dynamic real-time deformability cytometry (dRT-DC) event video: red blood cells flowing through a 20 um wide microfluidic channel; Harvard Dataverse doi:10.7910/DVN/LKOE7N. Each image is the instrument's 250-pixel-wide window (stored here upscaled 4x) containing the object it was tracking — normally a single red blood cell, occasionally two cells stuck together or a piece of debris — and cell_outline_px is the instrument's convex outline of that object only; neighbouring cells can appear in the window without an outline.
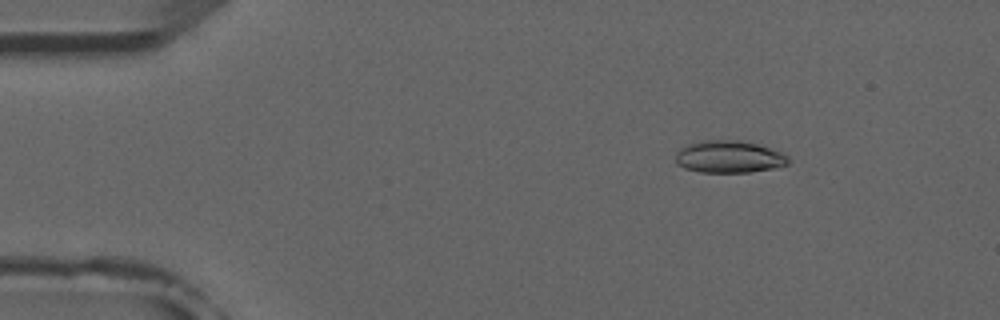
{"species": "common noctule bat (a hibernating species)", "species_latin": "Nyctalus noctula", "temperature_condition": "room temperature", "stored_images_in_passage": 7, "camera_frame_rate_fps": 3000, "um_per_image_px": 0.085, "animal": {"sex": "male", "forearm_length_mm": 52.5}, "frame": {"image": 1, "passage_image": 3, "time_ms": 2.333, "image_size_px": [1000, 320], "cell_outline_px": [[788, 164], [772, 168], [752, 172], [700, 172], [684, 168], [676, 164], [676, 152], [680, 148], [688, 144], [704, 140], [740, 140], [756, 144], [780, 152], [788, 156]], "centroid_in_image_um": [61.92, 13.33], "position_along_channel_um": 23.1, "area_um2": 21.04}}
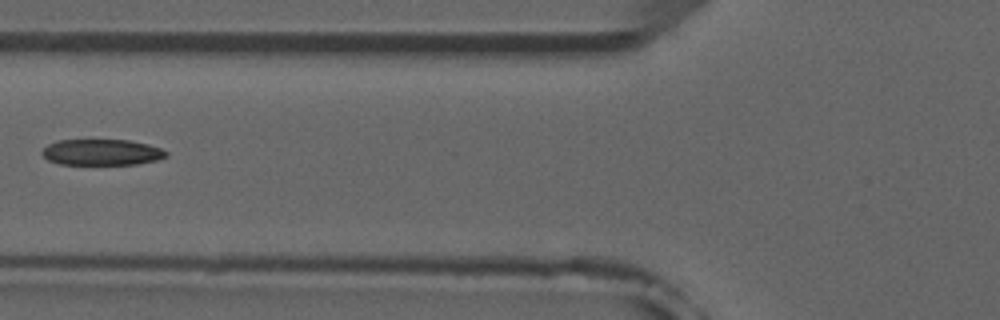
{"frame": {"image": 2, "passage_image": 6, "time_ms": 6.667, "image_size_px": [1000, 320], "cell_outline_px": [[168, 156], [156, 160], [136, 164], [60, 164], [48, 160], [40, 152], [48, 144], [60, 140], [128, 140], [148, 144], [160, 148], [168, 152]], "centroid_in_image_um": [8.65, 12.94], "position_along_channel_um": 117.1, "area_um2": 18.73}}
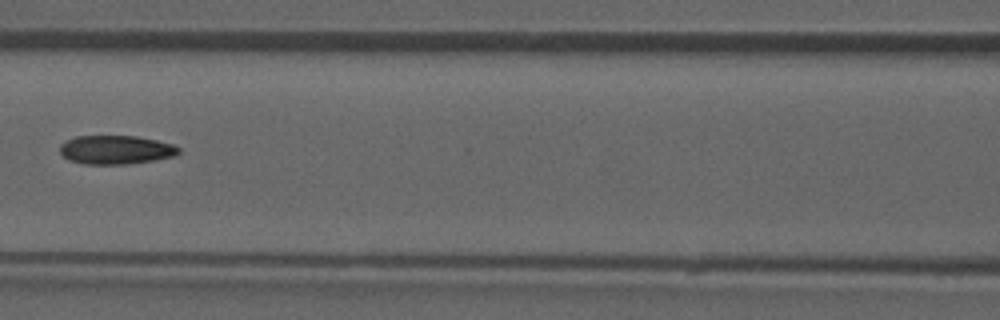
{"frame": {"image": 3, "passage_image": 7, "time_ms": 7.667, "image_size_px": [1000, 320], "cell_outline_px": [[180, 152], [176, 156], [128, 164], [84, 164], [68, 160], [60, 152], [60, 144], [76, 136], [136, 136], [156, 140], [172, 144], [180, 148]], "centroid_in_image_um": [9.85, 12.73], "position_along_channel_um": 156.8, "area_um2": 19.88}}